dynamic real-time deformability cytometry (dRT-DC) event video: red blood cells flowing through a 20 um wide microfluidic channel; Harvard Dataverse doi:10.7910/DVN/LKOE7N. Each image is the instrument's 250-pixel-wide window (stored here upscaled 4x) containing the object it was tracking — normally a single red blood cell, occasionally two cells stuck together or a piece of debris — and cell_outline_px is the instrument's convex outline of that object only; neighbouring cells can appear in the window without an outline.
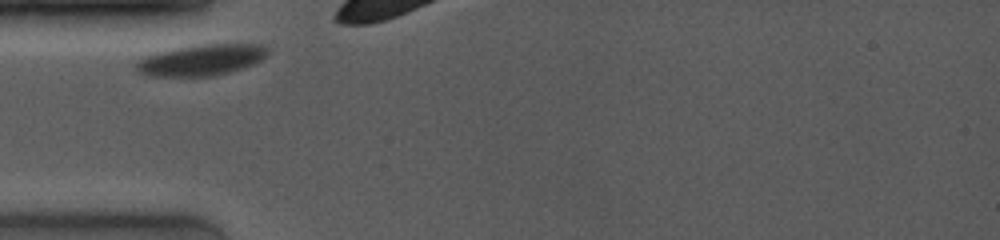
{"species": "common noctule bat (a hibernating species)", "species_latin": "Nyctalus noctula", "temperature_condition": "room temperature", "stored_images_in_passage": 30, "camera_frame_rate_fps": 4000, "um_per_image_px": 0.085, "animal": {"sex": "female", "body_mass_g": 19.0, "forearm_length_mm": 53.3}, "frame": {"image": 1, "passage_image": 1, "time_ms": 0.0, "image_size_px": [1000, 240], "cell_outline_px": [[268, 52], [260, 60], [252, 64], [228, 72], [212, 76], [148, 76], [136, 72], [136, 60], [144, 56], [160, 52], [200, 44], [264, 44], [268, 48]], "centroid_in_image_um": [17.07, 5.1], "position_along_channel_um": 67.9, "area_um2": 23.58}}